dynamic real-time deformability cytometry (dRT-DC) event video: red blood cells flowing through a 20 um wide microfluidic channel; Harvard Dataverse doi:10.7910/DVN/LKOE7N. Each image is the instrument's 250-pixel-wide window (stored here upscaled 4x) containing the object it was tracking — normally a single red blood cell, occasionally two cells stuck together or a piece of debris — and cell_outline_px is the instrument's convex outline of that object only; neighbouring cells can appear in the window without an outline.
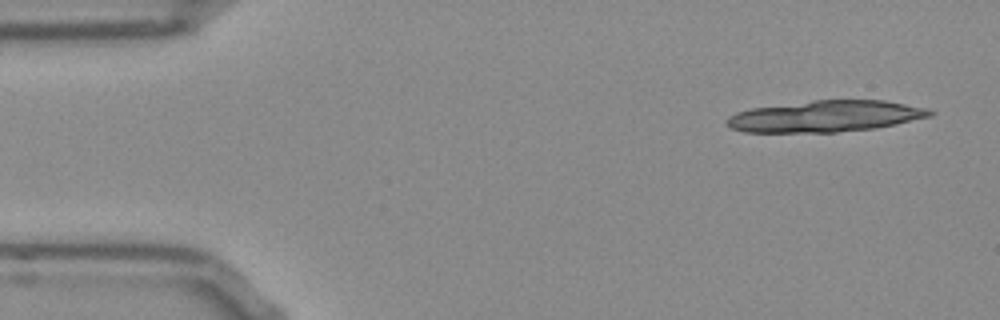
{"species": "Egyptian fruit bat (a non-hibernating species)", "species_latin": "Rousettus aegyptiacus", "temperature_condition": "room temperature", "stored_images_in_passage": 20, "camera_frame_rate_fps": 3000, "um_per_image_px": 0.085, "frame": {"image": 1, "passage_image": 1, "time_ms": 0.0, "image_size_px": [1000, 320], "cell_outline_px": [[936, 112], [932, 116], [896, 124], [876, 128], [836, 132], [744, 132], [732, 128], [724, 124], [724, 120], [728, 116], [736, 112], [752, 108], [812, 100], [884, 100], [928, 108]], "centroid_in_image_um": [70.16, 9.88], "position_along_channel_um": 14.8, "area_um2": 37.34}}